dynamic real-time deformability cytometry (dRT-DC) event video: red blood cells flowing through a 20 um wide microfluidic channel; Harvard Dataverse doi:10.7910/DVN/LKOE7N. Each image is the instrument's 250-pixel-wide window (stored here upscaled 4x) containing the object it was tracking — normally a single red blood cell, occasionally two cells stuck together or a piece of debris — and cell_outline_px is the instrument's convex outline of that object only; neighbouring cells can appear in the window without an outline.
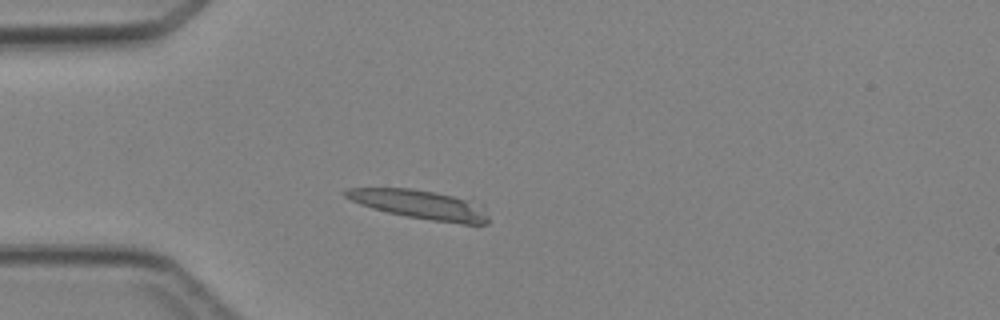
{"species": "Egyptian fruit bat (a non-hibernating species)", "species_latin": "Rousettus aegyptiacus", "temperature_condition": "cold", "stored_images_in_passage": 2, "camera_frame_rate_fps": 3000, "um_per_image_px": 0.085, "animal": {"sex": "female"}, "frame": {"image": 1, "passage_image": 2, "time_ms": 1.0, "image_size_px": [1000, 320], "cell_outline_px": [[488, 224], [464, 224], [432, 220], [408, 216], [388, 212], [372, 208], [360, 204], [344, 196], [340, 192], [344, 188], [412, 188], [472, 196], [484, 204], [488, 216]], "centroid_in_image_um": [35.86, 17.35], "position_along_channel_um": 49.1, "area_um2": 25.26}}